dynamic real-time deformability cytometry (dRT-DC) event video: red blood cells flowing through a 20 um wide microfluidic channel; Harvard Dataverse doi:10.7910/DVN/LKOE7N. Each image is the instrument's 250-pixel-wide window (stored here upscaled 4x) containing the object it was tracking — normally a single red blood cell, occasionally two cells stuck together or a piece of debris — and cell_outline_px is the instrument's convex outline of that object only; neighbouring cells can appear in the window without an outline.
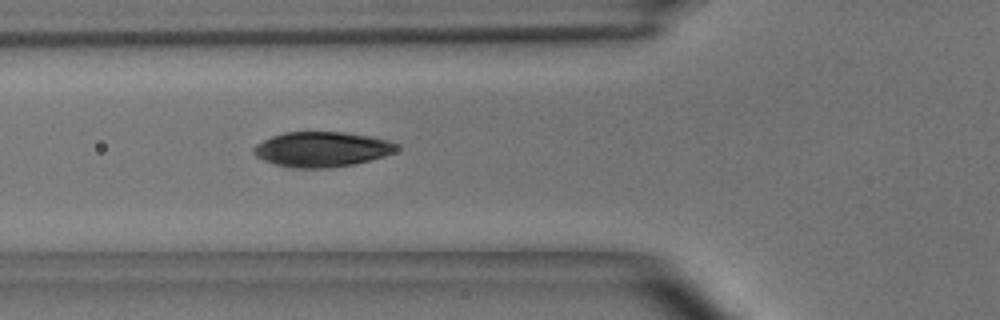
{"species": "common noctule bat (a hibernating species)", "species_latin": "Nyctalus noctula", "temperature_condition": "room temperature", "stored_images_in_passage": 5, "camera_frame_rate_fps": 3000, "um_per_image_px": 0.085, "animal": {"sex": "male", "body_mass_g": 15.6}, "frame": {"image": 1, "passage_image": 5, "time_ms": 1.333, "image_size_px": [1000, 320], "cell_outline_px": [[400, 148], [396, 152], [384, 156], [352, 164], [328, 168], [292, 168], [276, 164], [264, 160], [256, 156], [252, 152], [252, 148], [256, 144], [272, 136], [284, 132], [344, 132], [372, 136], [388, 140], [400, 144]], "centroid_in_image_um": [27.38, 12.68], "position_along_channel_um": 98.4, "area_um2": 29.36}}